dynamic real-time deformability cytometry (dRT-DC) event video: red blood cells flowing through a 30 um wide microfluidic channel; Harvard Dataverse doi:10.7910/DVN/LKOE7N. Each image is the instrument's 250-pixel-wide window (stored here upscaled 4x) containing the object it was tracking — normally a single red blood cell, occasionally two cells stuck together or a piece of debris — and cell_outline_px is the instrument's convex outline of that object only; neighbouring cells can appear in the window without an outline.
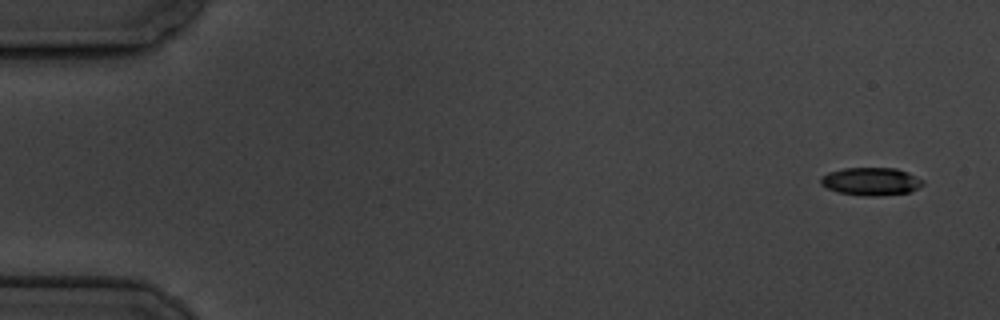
{"species": "common noctule bat (a hibernating species)", "species_latin": "Nyctalus noctula", "temperature_condition": "cold", "stored_images_in_passage": 5, "camera_frame_rate_fps": 3000, "um_per_image_px": 0.085, "animal": {"sex": "male", "body_mass_g": 19.5, "forearm_length_mm": 54.6}, "frame": {"image": 1, "passage_image": 1, "time_ms": 0.0, "image_size_px": [1000, 320], "cell_outline_px": [[924, 184], [908, 192], [880, 196], [860, 196], [836, 192], [820, 184], [820, 176], [828, 172], [844, 168], [896, 168], [908, 172], [924, 180]], "centroid_in_image_um": [74.0, 15.42], "position_along_channel_um": 11.0, "area_um2": 16.76}}
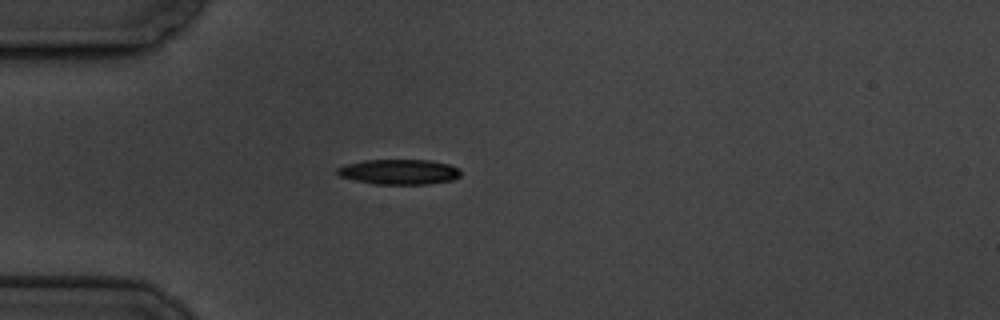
{"frame": {"image": 2, "passage_image": 5, "time_ms": 4.667, "image_size_px": [1000, 320], "cell_outline_px": [[460, 176], [452, 180], [428, 184], [376, 184], [356, 180], [340, 176], [336, 172], [336, 168], [344, 164], [364, 160], [432, 160], [448, 164], [460, 168]], "centroid_in_image_um": [33.93, 14.6], "position_along_channel_um": 51.1, "area_um2": 18.15}}